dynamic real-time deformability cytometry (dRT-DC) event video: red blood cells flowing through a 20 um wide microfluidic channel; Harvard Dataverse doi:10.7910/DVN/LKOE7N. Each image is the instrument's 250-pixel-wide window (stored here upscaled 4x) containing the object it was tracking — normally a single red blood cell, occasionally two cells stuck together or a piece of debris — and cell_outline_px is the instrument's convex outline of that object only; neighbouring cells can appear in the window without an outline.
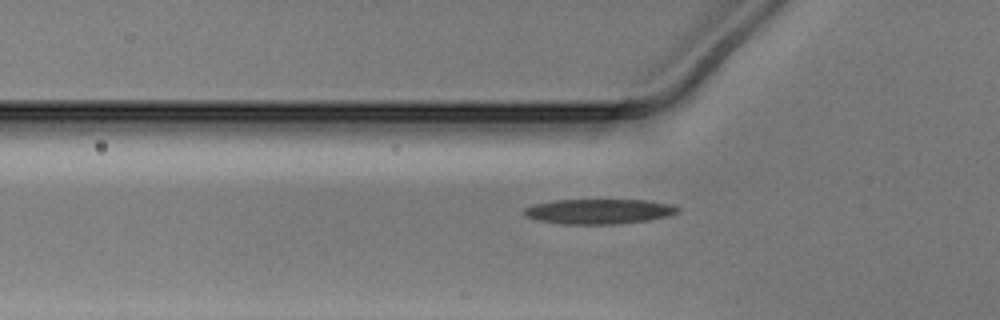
{"species": "Egyptian fruit bat (a non-hibernating species)", "species_latin": "Rousettus aegyptiacus", "temperature_condition": "warm", "stored_images_in_passage": 39, "camera_frame_rate_fps": 3000, "um_per_image_px": 0.085, "animal": {"sex": "male"}, "frame": {"image": 1, "passage_image": 9, "time_ms": 2.667, "image_size_px": [1000, 320], "cell_outline_px": [[680, 212], [668, 216], [648, 220], [616, 224], [560, 224], [536, 220], [524, 216], [524, 208], [536, 204], [556, 200], [644, 200], [668, 204], [680, 208]], "centroid_in_image_um": [50.89, 17.98], "position_along_channel_um": 74.9, "area_um2": 22.31}}
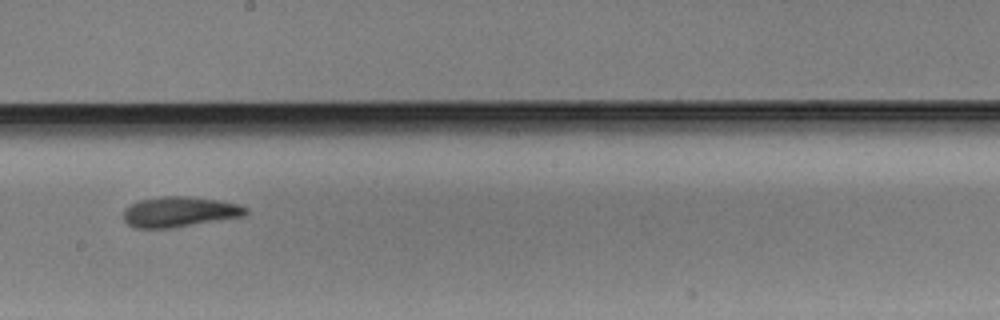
{"frame": {"image": 2, "passage_image": 21, "time_ms": 6.667, "image_size_px": [1000, 320], "cell_outline_px": [[248, 212], [244, 216], [172, 228], [132, 228], [124, 220], [124, 208], [140, 200], [164, 196], [188, 196], [220, 200], [240, 204], [248, 208]], "centroid_in_image_um": [15.28, 18.0], "position_along_channel_um": 232.9, "area_um2": 21.73}}
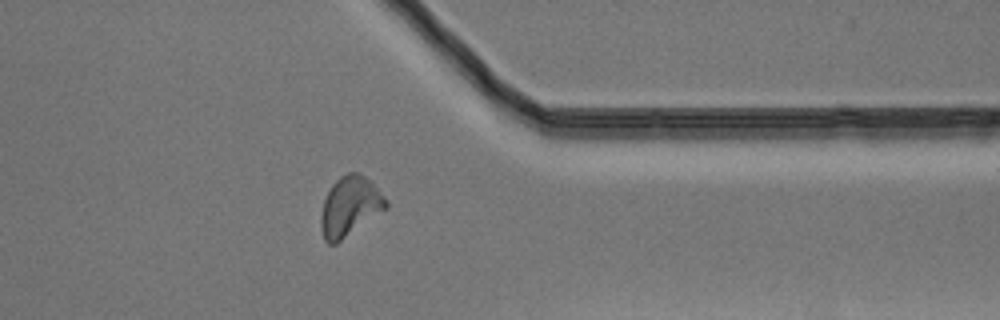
{"frame": {"image": 3, "passage_image": 33, "time_ms": 10.667, "image_size_px": [1000, 320], "cell_outline_px": [[388, 208], [336, 244], [328, 244], [324, 240], [320, 228], [320, 216], [324, 200], [332, 184], [340, 176], [348, 172], [356, 172], [364, 176], [388, 200]], "centroid_in_image_um": [29.72, 17.57], "position_along_channel_um": 381.7, "area_um2": 22.6}}